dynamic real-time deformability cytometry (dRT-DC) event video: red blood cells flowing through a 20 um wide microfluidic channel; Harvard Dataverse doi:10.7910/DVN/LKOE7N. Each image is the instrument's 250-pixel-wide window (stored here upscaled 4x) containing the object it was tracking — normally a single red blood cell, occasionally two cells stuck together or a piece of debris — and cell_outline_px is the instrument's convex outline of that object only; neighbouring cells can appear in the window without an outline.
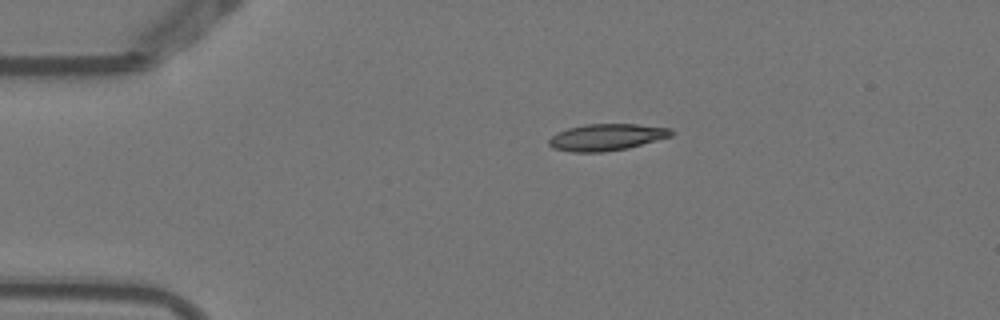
{"species": "Egyptian fruit bat (a non-hibernating species)", "species_latin": "Rousettus aegyptiacus", "temperature_condition": "warm", "stored_images_in_passage": 2, "camera_frame_rate_fps": 3000, "um_per_image_px": 0.085, "animal": {"sex": "female"}, "frame": {"image": 1, "passage_image": 1, "time_ms": 0.0, "image_size_px": [1000, 320], "cell_outline_px": [[676, 132], [672, 136], [628, 148], [604, 152], [572, 152], [552, 148], [548, 144], [548, 140], [556, 132], [568, 128], [584, 124], [636, 124], [672, 128]], "centroid_in_image_um": [51.57, 11.66], "position_along_channel_um": 33.4, "area_um2": 19.25}}